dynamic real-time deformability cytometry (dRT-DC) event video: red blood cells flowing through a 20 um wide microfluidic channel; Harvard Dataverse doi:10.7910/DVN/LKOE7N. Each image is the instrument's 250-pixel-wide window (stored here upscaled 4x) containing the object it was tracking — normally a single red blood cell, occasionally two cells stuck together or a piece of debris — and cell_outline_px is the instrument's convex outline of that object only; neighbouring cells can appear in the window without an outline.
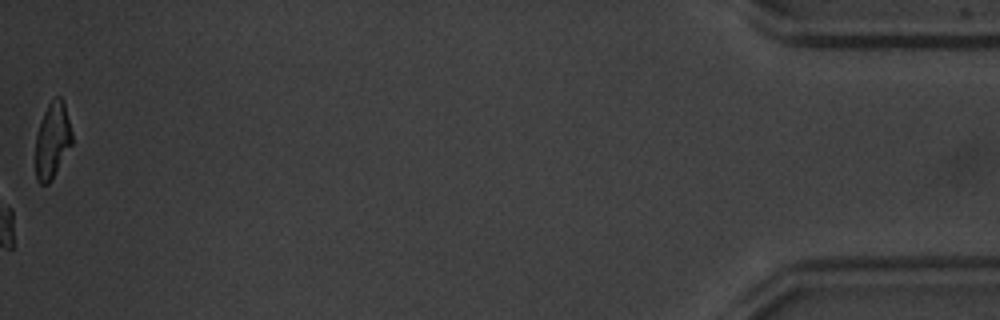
{"species": "common noctule bat (a hibernating species)", "species_latin": "Nyctalus noctula", "temperature_condition": "warm", "stored_images_in_passage": 56, "camera_frame_rate_fps": 3000, "um_per_image_px": 0.085, "animal": {"sex": "male", "body_mass_g": 20.1, "forearm_length_mm": 53.5}, "frame": {"image": 1, "passage_image": 56, "time_ms": 18.333, "image_size_px": [1000, 320], "cell_outline_px": [[72, 144], [48, 184], [40, 184], [36, 180], [36, 136], [44, 112], [48, 104], [56, 96], [60, 96], [64, 100], [72, 132]], "centroid_in_image_um": [4.46, 11.9], "position_along_channel_um": 430.7, "area_um2": 15.95}, "authors_computed_cell_mechanics": {"area_um2": 17.6001, "velocity_mm_per_s": 3.7936, "shape_relaxation_time_tau1_ms": 2.8049, "shape_relaxation_time_tau2_ms": 3.1573, "deformation_change_tau1": 0.1041, "deformation_change_tau2": 0.067}}